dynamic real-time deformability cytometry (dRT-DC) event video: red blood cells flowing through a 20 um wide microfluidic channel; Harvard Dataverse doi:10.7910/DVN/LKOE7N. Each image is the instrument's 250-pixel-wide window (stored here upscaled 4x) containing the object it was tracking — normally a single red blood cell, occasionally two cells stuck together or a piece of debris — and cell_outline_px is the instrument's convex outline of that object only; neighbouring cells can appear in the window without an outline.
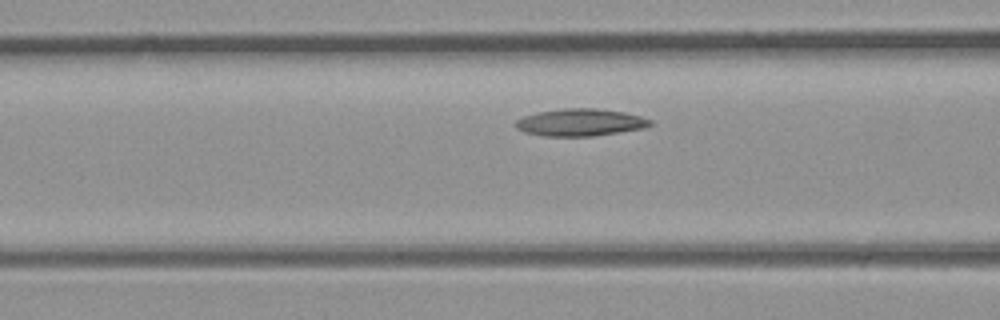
{"species": "common noctule bat (a hibernating species)", "species_latin": "Nyctalus noctula", "temperature_condition": "room temperature", "stored_images_in_passage": 6, "camera_frame_rate_fps": 3000, "um_per_image_px": 0.085, "animal": {"sex": "male", "body_mass_g": 23.1, "forearm_length_mm": 52.7}, "frame": {"image": 1, "passage_image": 6, "time_ms": 1.667, "image_size_px": [1000, 320], "cell_outline_px": [[656, 124], [644, 128], [592, 136], [544, 136], [524, 132], [516, 128], [516, 120], [524, 116], [540, 112], [564, 108], [596, 108], [624, 112], [640, 116], [652, 120]], "centroid_in_image_um": [49.36, 10.4], "position_along_channel_um": 117.2, "area_um2": 21.33}}